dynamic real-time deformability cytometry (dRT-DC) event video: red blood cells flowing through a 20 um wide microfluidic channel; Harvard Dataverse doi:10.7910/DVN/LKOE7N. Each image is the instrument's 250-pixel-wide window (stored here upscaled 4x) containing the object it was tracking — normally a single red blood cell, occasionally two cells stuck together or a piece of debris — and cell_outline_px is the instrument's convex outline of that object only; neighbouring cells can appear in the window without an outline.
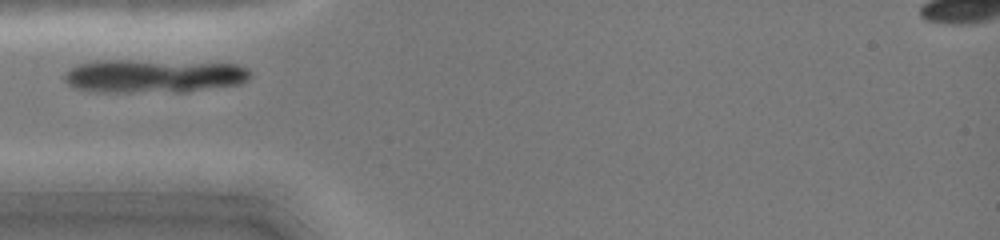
{"species": "common noctule bat (a hibernating species)", "species_latin": "Nyctalus noctula", "temperature_condition": "cold", "stored_images_in_passage": 3, "camera_frame_rate_fps": 3000, "um_per_image_px": 0.085, "animal": {"sex": "female", "body_mass_g": 19.0, "forearm_length_mm": 51.5}, "frame": {"image": 1, "passage_image": 1, "time_ms": 0.0, "image_size_px": [1000, 240], "cell_outline_px": [[252, 76], [248, 80], [240, 84], [184, 92], [96, 92], [76, 88], [68, 84], [64, 80], [64, 72], [76, 64], [96, 60], [132, 60], [236, 64], [248, 68], [252, 72]], "centroid_in_image_um": [13.05, 6.46], "position_along_channel_um": 71.9, "area_um2": 36.65}}